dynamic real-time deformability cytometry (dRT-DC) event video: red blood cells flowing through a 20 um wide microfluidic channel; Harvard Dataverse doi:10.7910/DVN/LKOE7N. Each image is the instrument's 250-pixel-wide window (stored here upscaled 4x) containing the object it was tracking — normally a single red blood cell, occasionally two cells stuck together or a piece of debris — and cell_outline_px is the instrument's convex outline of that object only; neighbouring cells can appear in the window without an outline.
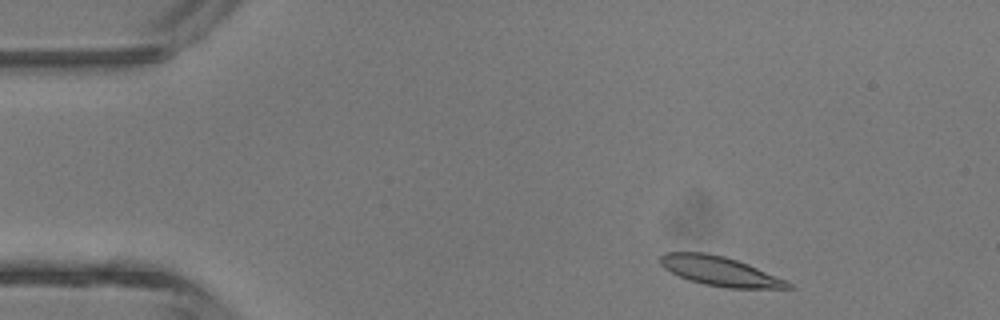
{"species": "common noctule bat (a hibernating species)", "species_latin": "Nyctalus noctula", "temperature_condition": "room temperature", "stored_images_in_passage": 2, "camera_frame_rate_fps": 3000, "um_per_image_px": 0.085, "animal": {"sex": "male", "body_mass_g": 13.3}, "frame": {"image": 1, "passage_image": 1, "time_ms": 0.0, "image_size_px": [1000, 320], "cell_outline_px": [[796, 288], [728, 288], [704, 284], [680, 276], [664, 268], [660, 264], [660, 256], [664, 252], [704, 252], [724, 256], [748, 264], [788, 280]], "centroid_in_image_um": [61.23, 23.04], "position_along_channel_um": 23.8, "area_um2": 21.79}}